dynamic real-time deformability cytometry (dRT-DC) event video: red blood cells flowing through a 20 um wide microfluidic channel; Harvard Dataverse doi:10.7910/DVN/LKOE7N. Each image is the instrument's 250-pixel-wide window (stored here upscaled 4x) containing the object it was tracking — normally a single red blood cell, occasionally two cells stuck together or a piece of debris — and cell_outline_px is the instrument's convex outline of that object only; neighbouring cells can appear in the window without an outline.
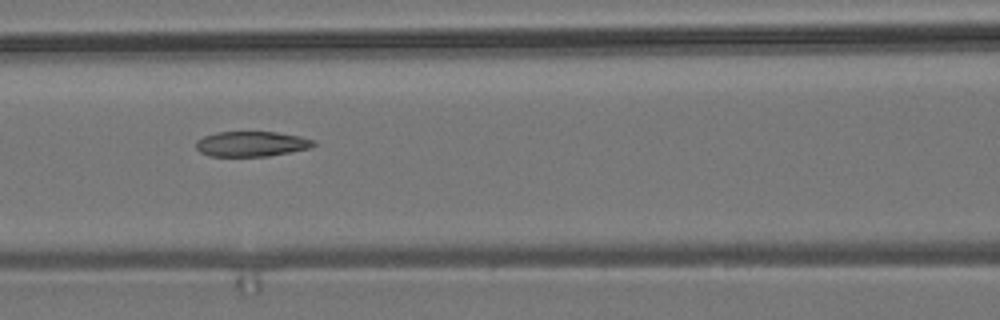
{"species": "common noctule bat (a hibernating species)", "species_latin": "Nyctalus noctula", "temperature_condition": "room temperature", "stored_images_in_passage": 8, "camera_frame_rate_fps": 3000, "um_per_image_px": 0.085, "animal": {"sex": "male", "body_mass_g": 19.2, "forearm_length_mm": 51.8}, "frame": {"image": 1, "passage_image": 8, "time_ms": 8.667, "image_size_px": [1000, 320], "cell_outline_px": [[316, 144], [312, 148], [268, 156], [208, 156], [200, 152], [196, 148], [196, 140], [204, 136], [216, 132], [276, 132], [300, 136], [316, 140]], "centroid_in_image_um": [21.4, 12.23], "position_along_channel_um": 145.2, "area_um2": 17.4}}